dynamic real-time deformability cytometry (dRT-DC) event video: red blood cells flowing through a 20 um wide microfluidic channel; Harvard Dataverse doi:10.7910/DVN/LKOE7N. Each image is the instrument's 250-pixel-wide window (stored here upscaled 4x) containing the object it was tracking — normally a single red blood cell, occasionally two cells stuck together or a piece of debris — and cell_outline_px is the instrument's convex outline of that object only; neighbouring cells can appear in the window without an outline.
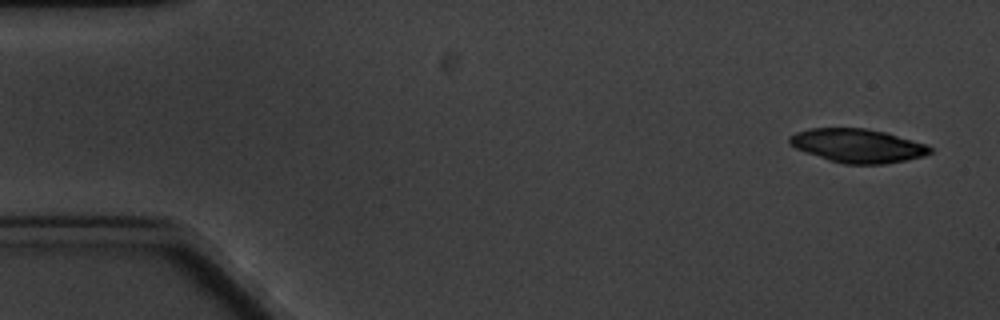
{"species": "common noctule bat (a hibernating species)", "species_latin": "Nyctalus noctula", "temperature_condition": "cold", "stored_images_in_passage": 5, "camera_frame_rate_fps": 3000, "um_per_image_px": 0.085, "animal": {"sex": "male", "body_mass_g": 20.1, "forearm_length_mm": 53.5}, "frame": {"image": 1, "passage_image": 1, "time_ms": 0.0, "image_size_px": [1000, 320], "cell_outline_px": [[932, 152], [924, 156], [884, 164], [844, 164], [828, 160], [796, 148], [788, 144], [788, 136], [796, 132], [812, 128], [864, 128], [884, 132], [924, 144], [932, 148]], "centroid_in_image_um": [72.85, 12.38], "position_along_channel_um": 12.1, "area_um2": 27.34}}
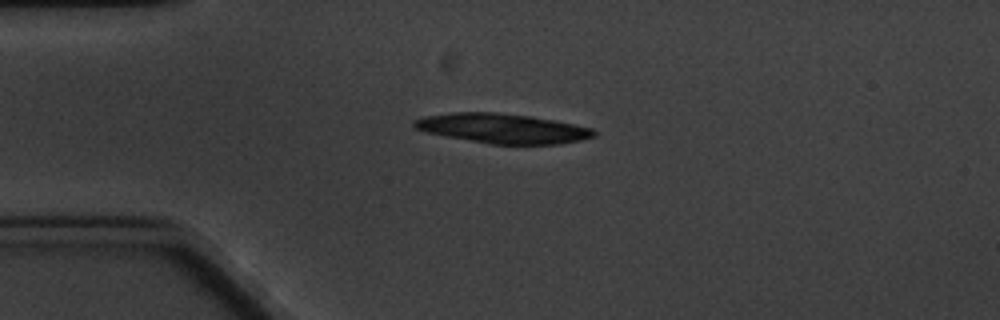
{"frame": {"image": 2, "passage_image": 4, "time_ms": 3.667, "image_size_px": [1000, 320], "cell_outline_px": [[596, 136], [580, 140], [556, 144], [488, 144], [428, 132], [416, 128], [412, 124], [412, 120], [424, 116], [452, 112], [496, 112], [532, 116], [556, 120], [592, 128], [596, 132]], "centroid_in_image_um": [42.73, 10.9], "position_along_channel_um": 42.3, "area_um2": 31.04}}